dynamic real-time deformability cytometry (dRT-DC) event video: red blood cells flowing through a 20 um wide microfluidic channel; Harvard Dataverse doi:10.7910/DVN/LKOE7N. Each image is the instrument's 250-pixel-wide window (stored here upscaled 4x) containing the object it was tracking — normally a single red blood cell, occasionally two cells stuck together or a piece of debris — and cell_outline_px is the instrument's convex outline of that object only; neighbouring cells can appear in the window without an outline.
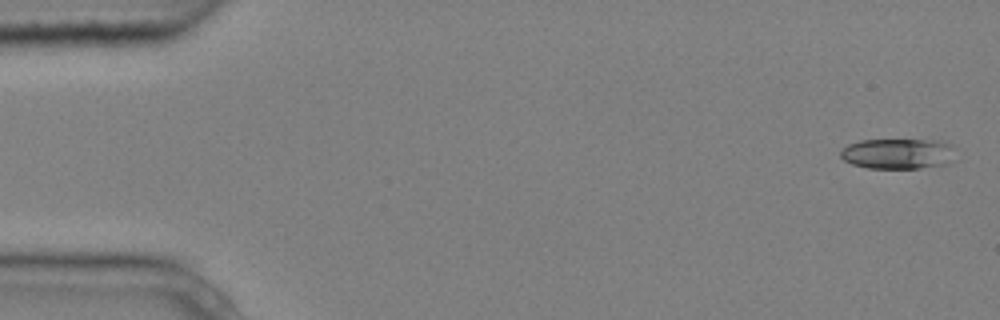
{"species": "common noctule bat (a hibernating species)", "species_latin": "Nyctalus noctula", "temperature_condition": "cold", "stored_images_in_passage": 9, "camera_frame_rate_fps": 3000, "um_per_image_px": 0.085, "animal": {"sex": "male", "body_mass_g": 20.4}, "frame": {"image": 1, "passage_image": 1, "time_ms": 0.0, "image_size_px": [1000, 320], "cell_outline_px": [[952, 144], [944, 164], [920, 168], [868, 168], [852, 164], [844, 160], [840, 156], [840, 152], [848, 144], [860, 140], [940, 140]], "centroid_in_image_um": [76.19, 13.05], "position_along_channel_um": 8.8, "area_um2": 19.83}}
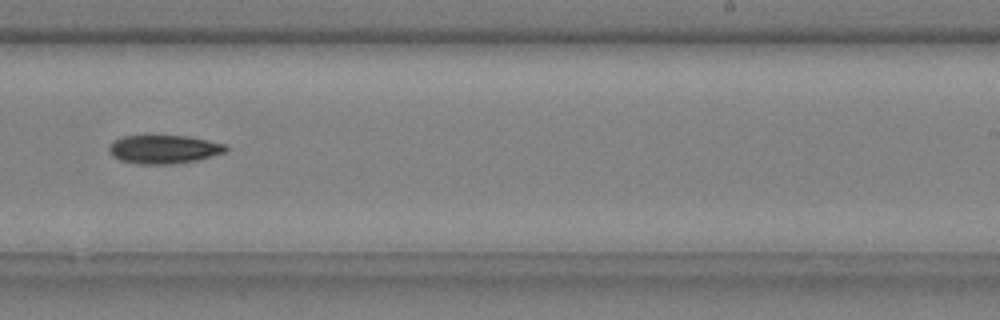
{"frame": {"image": 2, "passage_image": 9, "time_ms": 2.667, "image_size_px": [1000, 320], "cell_outline_px": [[228, 152], [196, 160], [172, 164], [136, 164], [120, 160], [112, 156], [108, 148], [108, 144], [112, 140], [124, 136], [144, 132], [188, 136], [208, 140], [224, 144], [228, 148]], "centroid_in_image_um": [13.86, 12.63], "position_along_channel_um": 275.1, "area_um2": 20.46}}